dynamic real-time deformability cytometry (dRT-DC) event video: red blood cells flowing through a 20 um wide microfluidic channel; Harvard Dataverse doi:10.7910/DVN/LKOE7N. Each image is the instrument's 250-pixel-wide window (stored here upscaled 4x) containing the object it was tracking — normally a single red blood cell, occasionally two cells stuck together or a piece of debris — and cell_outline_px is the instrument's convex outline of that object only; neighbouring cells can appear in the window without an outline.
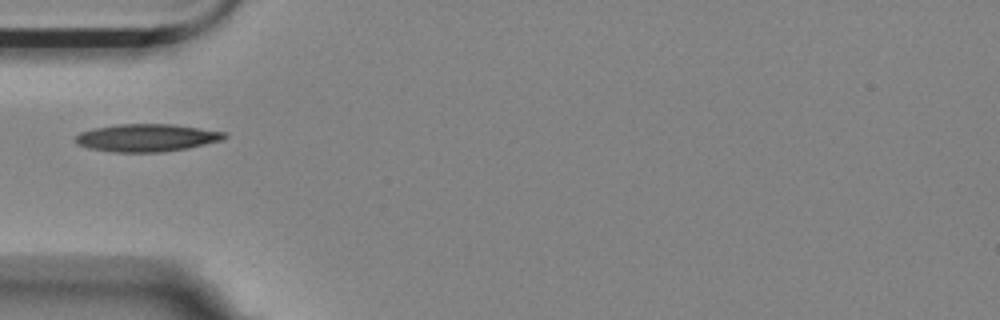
{"species": "Egyptian fruit bat (a non-hibernating species)", "species_latin": "Rousettus aegyptiacus", "temperature_condition": "room temperature", "stored_images_in_passage": 40, "camera_frame_rate_fps": 3000, "um_per_image_px": 0.085, "animal": {"sex": "female"}, "frame": {"image": 1, "passage_image": 1, "time_ms": 0.0, "image_size_px": [1000, 320], "cell_outline_px": [[228, 136], [224, 140], [188, 148], [164, 152], [116, 152], [88, 148], [76, 144], [76, 136], [80, 132], [92, 128], [116, 124], [172, 124], [228, 132]], "centroid_in_image_um": [12.51, 11.7], "position_along_channel_um": 72.5, "area_um2": 24.22}}
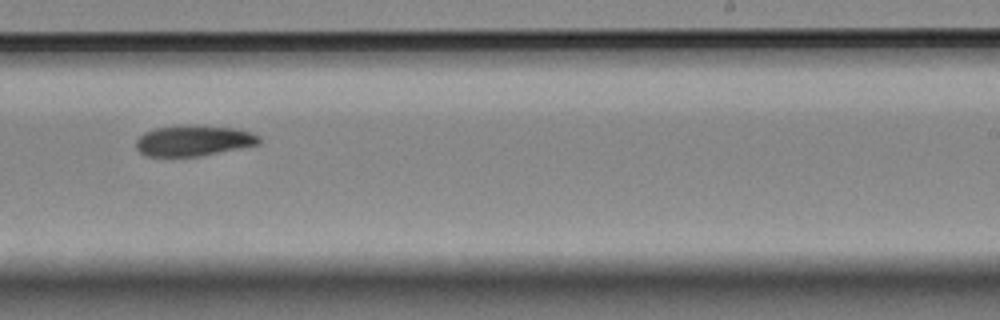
{"frame": {"image": 2, "passage_image": 18, "time_ms": 5.667, "image_size_px": [1000, 320], "cell_outline_px": [[260, 144], [200, 156], [144, 156], [136, 148], [136, 140], [144, 132], [156, 128], [180, 124], [192, 124], [236, 128], [248, 132], [256, 136], [260, 140]], "centroid_in_image_um": [16.4, 11.94], "position_along_channel_um": 272.6, "area_um2": 22.14}}
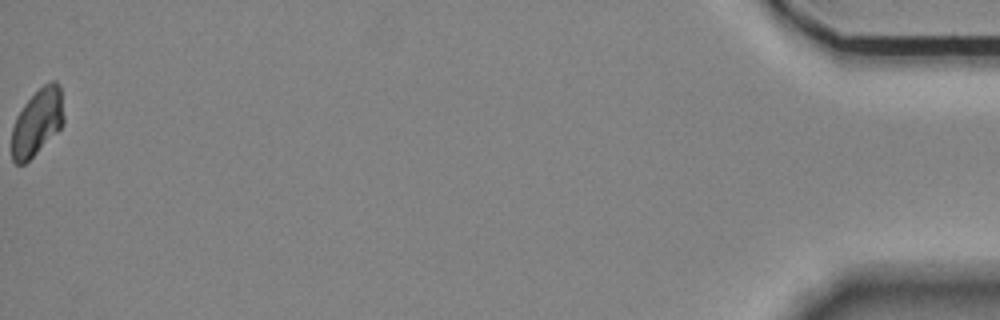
{"frame": {"image": 3, "passage_image": 40, "time_ms": 13.0, "image_size_px": [1000, 320], "cell_outline_px": [[64, 124], [24, 164], [16, 164], [12, 160], [12, 128], [16, 116], [24, 104], [44, 84], [52, 80], [56, 80], [60, 88], [64, 116]], "centroid_in_image_um": [3.16, 10.37], "position_along_channel_um": 432.0, "area_um2": 19.88}}